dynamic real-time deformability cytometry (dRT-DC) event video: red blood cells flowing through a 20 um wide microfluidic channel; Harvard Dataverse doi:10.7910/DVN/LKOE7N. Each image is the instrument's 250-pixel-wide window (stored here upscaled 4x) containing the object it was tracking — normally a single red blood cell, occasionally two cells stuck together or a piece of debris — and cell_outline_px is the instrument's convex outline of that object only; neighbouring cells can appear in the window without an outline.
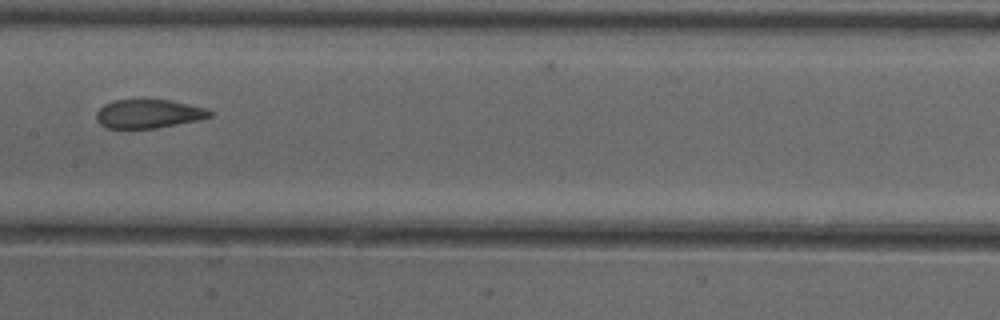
{"species": "common noctule bat (a hibernating species)", "species_latin": "Nyctalus noctula", "temperature_condition": "cold", "stored_images_in_passage": 9, "camera_frame_rate_fps": 3000, "um_per_image_px": 0.085, "animal": {"sex": "female"}, "frame": {"image": 1, "passage_image": 8, "time_ms": 2.333, "image_size_px": [1000, 320], "cell_outline_px": [[212, 116], [200, 120], [156, 128], [108, 128], [100, 124], [96, 120], [96, 112], [104, 104], [116, 100], [172, 100], [204, 108], [212, 112]], "centroid_in_image_um": [12.62, 9.68], "position_along_channel_um": 194.8, "area_um2": 18.9}}
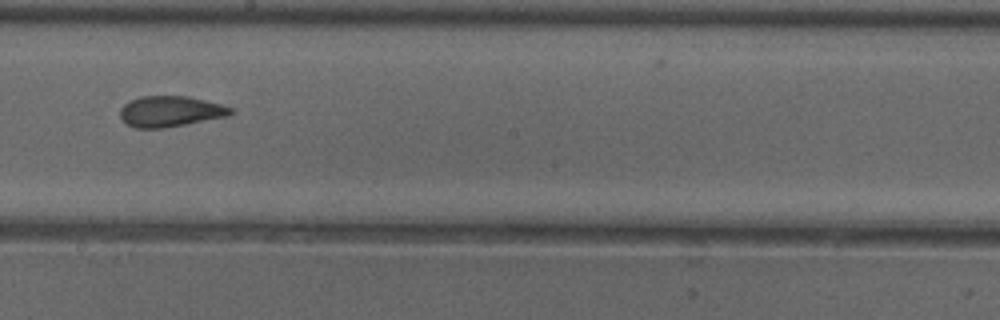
{"frame": {"image": 2, "passage_image": 9, "time_ms": 2.667, "image_size_px": [1000, 320], "cell_outline_px": [[236, 112], [228, 116], [164, 128], [136, 128], [124, 124], [120, 116], [120, 108], [128, 100], [140, 96], [188, 96], [220, 104], [232, 108]], "centroid_in_image_um": [14.44, 9.47], "position_along_channel_um": 233.8, "area_um2": 20.0}}